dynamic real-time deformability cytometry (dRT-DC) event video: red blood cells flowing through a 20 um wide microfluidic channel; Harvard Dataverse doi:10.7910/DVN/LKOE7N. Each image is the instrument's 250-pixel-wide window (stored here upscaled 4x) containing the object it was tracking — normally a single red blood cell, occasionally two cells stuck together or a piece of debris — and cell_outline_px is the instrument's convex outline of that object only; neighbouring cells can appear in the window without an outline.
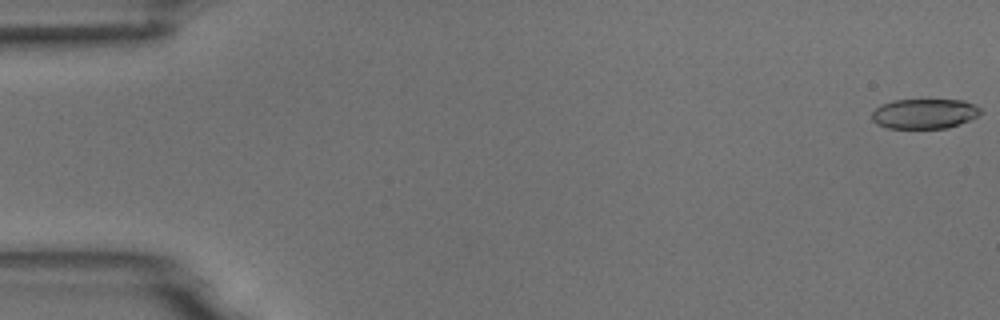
{"species": "common noctule bat (a hibernating species)", "species_latin": "Nyctalus noctula", "temperature_condition": "room temperature", "stored_images_in_passage": 5, "camera_frame_rate_fps": 3000, "um_per_image_px": 0.085, "animal": {"sex": "male", "body_mass_g": 18.8}, "frame": {"image": 1, "passage_image": 1, "time_ms": 0.0, "image_size_px": [1000, 320], "cell_outline_px": [[984, 112], [960, 124], [948, 128], [888, 128], [876, 124], [872, 120], [872, 112], [880, 104], [892, 100], [964, 100], [980, 108]], "centroid_in_image_um": [78.55, 9.66], "position_along_channel_um": 6.4, "area_um2": 19.02}}
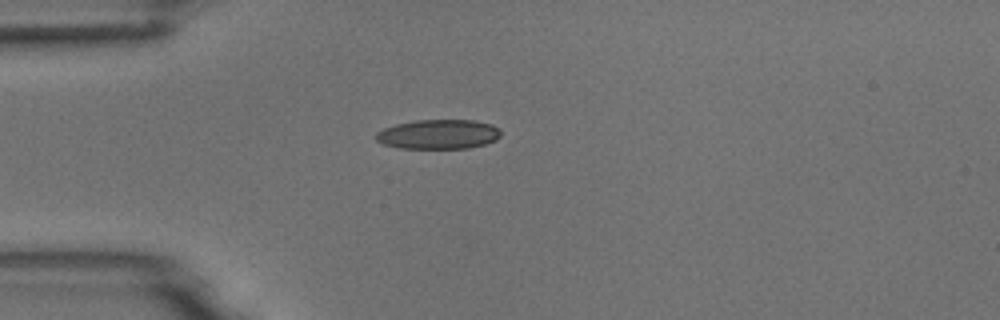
{"frame": {"image": 2, "passage_image": 5, "time_ms": 4.667, "image_size_px": [1000, 320], "cell_outline_px": [[500, 136], [496, 140], [484, 144], [468, 148], [400, 148], [384, 144], [376, 140], [376, 132], [384, 128], [396, 124], [416, 120], [472, 120], [492, 124], [500, 132]], "centroid_in_image_um": [37.25, 11.41], "position_along_channel_um": 47.7, "area_um2": 21.33}}